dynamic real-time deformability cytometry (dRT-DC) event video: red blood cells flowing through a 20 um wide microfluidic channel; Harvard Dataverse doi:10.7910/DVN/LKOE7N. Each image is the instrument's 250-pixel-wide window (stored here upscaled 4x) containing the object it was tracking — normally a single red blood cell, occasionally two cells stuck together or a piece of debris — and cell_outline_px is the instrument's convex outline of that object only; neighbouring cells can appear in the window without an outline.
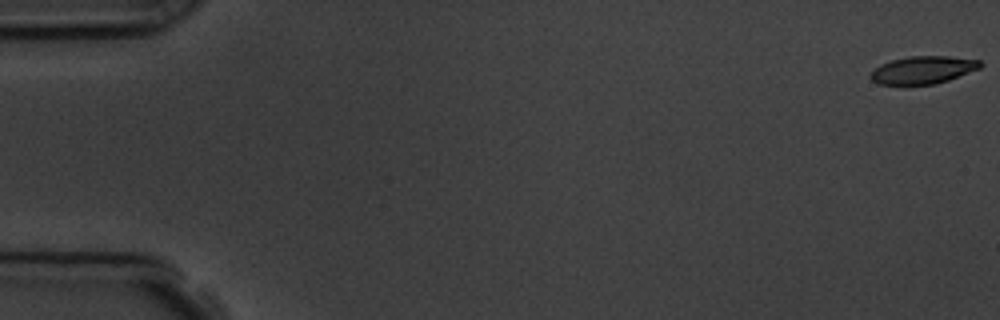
{"species": "common noctule bat (a hibernating species)", "species_latin": "Nyctalus noctula", "temperature_condition": "room temperature", "stored_images_in_passage": 5, "camera_frame_rate_fps": 3000, "um_per_image_px": 0.085, "animal": {"sex": "male", "body_mass_g": 19.5, "forearm_length_mm": 54.6}, "frame": {"image": 1, "passage_image": 1, "time_ms": 0.0, "image_size_px": [1000, 320], "cell_outline_px": [[984, 64], [980, 68], [948, 80], [932, 84], [904, 88], [880, 84], [872, 80], [868, 76], [880, 64], [892, 60], [908, 56], [948, 56], [980, 60]], "centroid_in_image_um": [78.4, 5.99], "position_along_channel_um": 6.6, "area_um2": 18.26}}
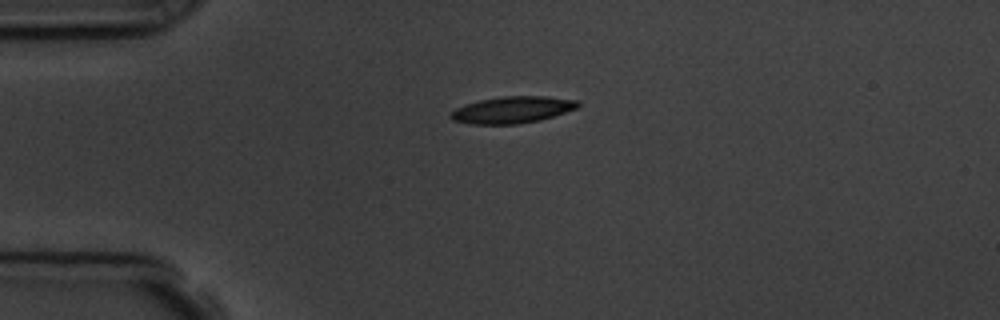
{"frame": {"image": 2, "passage_image": 4, "time_ms": 4.333, "image_size_px": [1000, 320], "cell_outline_px": [[580, 104], [576, 108], [540, 120], [516, 124], [472, 124], [452, 120], [448, 116], [456, 108], [464, 104], [480, 100], [504, 96], [544, 96], [580, 100]], "centroid_in_image_um": [43.53, 9.33], "position_along_channel_um": 41.5, "area_um2": 19.71}}